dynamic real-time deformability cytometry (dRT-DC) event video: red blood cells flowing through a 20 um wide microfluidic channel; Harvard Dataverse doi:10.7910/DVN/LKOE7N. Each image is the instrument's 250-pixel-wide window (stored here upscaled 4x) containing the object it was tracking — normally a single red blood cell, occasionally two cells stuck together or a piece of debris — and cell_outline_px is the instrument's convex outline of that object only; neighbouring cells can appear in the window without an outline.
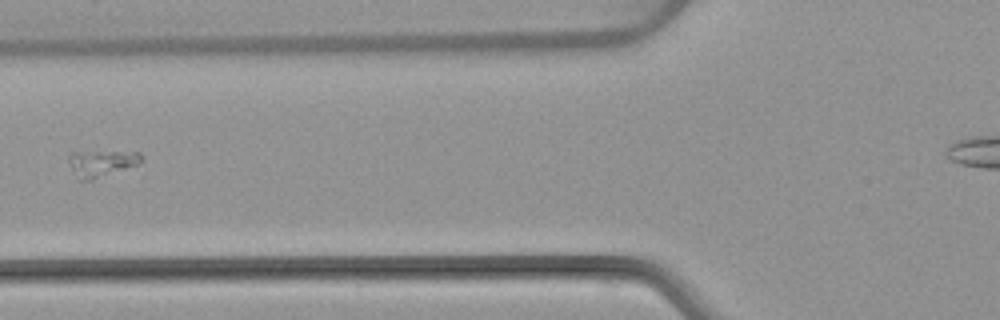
{"species": "common noctule bat (a hibernating species)", "species_latin": "Nyctalus noctula", "temperature_condition": "warm", "stored_images_in_passage": 5, "camera_frame_rate_fps": 3000, "um_per_image_px": 0.085, "animal": {"sex": "female", "body_mass_g": 22.7, "forearm_length_mm": 54.2}, "frame": {"image": 1, "passage_image": 4, "time_ms": 3.667, "image_size_px": [1000, 320], "cell_outline_px": [[144, 160], [136, 164], [92, 180], [80, 180], [72, 168], [68, 160], [68, 156], [72, 152], [140, 152]], "centroid_in_image_um": [8.62, 13.86], "position_along_channel_um": 117.2, "area_um2": 10.81}}